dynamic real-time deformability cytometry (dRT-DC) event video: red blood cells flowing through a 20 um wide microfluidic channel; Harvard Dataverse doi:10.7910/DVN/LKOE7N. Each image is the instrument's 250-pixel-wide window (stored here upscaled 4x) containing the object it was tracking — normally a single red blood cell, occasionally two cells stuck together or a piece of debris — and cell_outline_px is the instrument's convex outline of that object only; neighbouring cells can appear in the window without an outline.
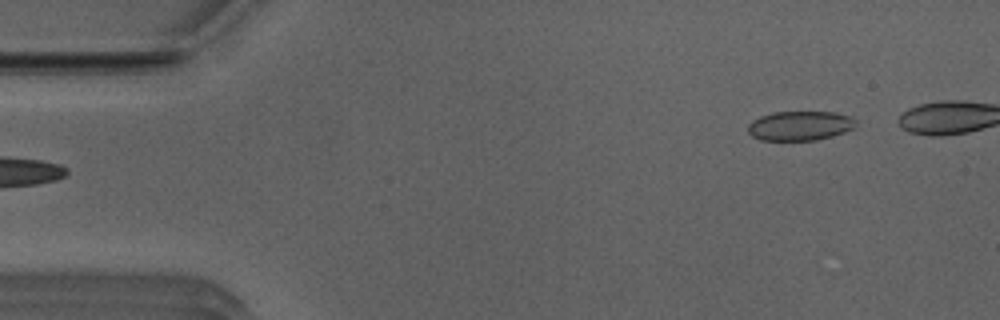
{"species": "Egyptian fruit bat (a non-hibernating species)", "species_latin": "Rousettus aegyptiacus", "temperature_condition": "room temperature", "stored_images_in_passage": 17, "camera_frame_rate_fps": 3000, "um_per_image_px": 0.085, "animal": {"sex": "male"}, "frame": {"image": 1, "passage_image": 1, "time_ms": 0.0, "image_size_px": [1000, 320], "cell_outline_px": [[856, 124], [852, 128], [844, 132], [832, 136], [816, 140], [760, 140], [752, 136], [748, 132], [748, 124], [752, 120], [760, 116], [772, 112], [836, 112], [852, 116], [856, 120]], "centroid_in_image_um": [67.99, 10.68], "position_along_channel_um": 17.0, "area_um2": 18.61}}